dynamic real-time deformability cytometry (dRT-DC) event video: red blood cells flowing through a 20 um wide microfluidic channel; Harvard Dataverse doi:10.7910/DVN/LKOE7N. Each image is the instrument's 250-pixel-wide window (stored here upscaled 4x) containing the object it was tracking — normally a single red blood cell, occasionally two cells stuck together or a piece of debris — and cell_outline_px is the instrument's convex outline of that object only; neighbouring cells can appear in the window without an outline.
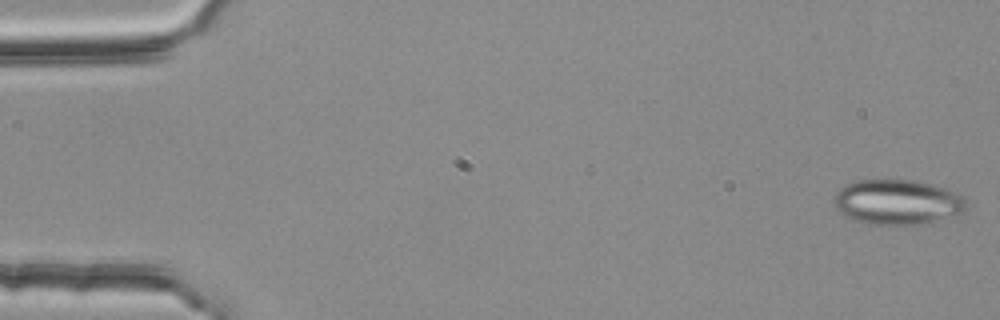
{"species": "common noctule bat (a hibernating species)", "species_latin": "Nyctalus noctula", "temperature_condition": "room temperature", "stored_images_in_passage": 54, "camera_frame_rate_fps": 3000, "um_per_image_px": 0.085, "animal": {"sex": "female", "body_mass_g": 25.1}, "frame": {"image": 1, "passage_image": 1, "time_ms": 0.0, "image_size_px": [1000, 320], "cell_outline_px": [[968, 208], [964, 212], [920, 224], [872, 224], [856, 220], [844, 216], [836, 208], [832, 200], [836, 192], [844, 184], [856, 180], [916, 180], [932, 184], [956, 192], [964, 196], [968, 204]], "centroid_in_image_um": [76.27, 17.15], "position_along_channel_um": 8.7, "area_um2": 34.8}}
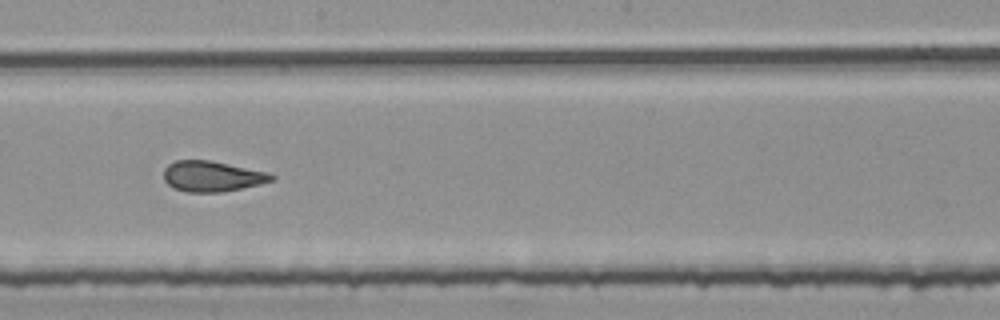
{"frame": {"image": 2, "passage_image": 30, "time_ms": 9.667, "image_size_px": [1000, 320], "cell_outline_px": [[276, 176], [272, 180], [260, 184], [224, 192], [188, 192], [172, 188], [164, 180], [164, 168], [168, 164], [176, 160], [212, 160], [268, 172]], "centroid_in_image_um": [18.02, 14.98], "position_along_channel_um": 230.2, "area_um2": 19.36}}
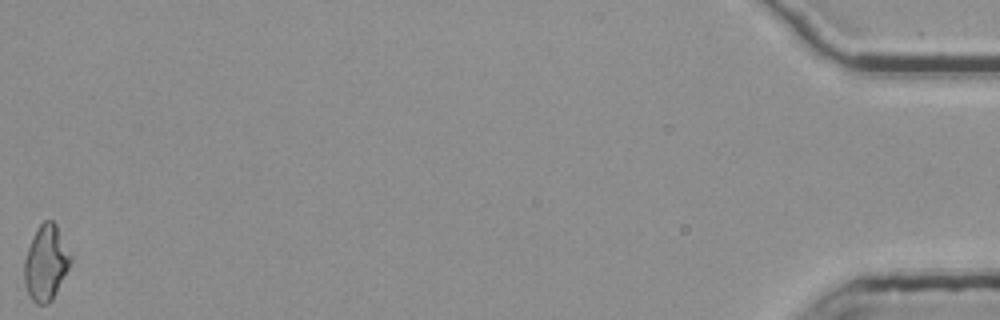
{"frame": {"image": 3, "passage_image": 54, "time_ms": 17.667, "image_size_px": [1000, 320], "cell_outline_px": [[72, 260], [52, 300], [48, 304], [36, 304], [32, 300], [24, 284], [24, 260], [28, 248], [40, 224], [44, 220], [52, 220], [56, 224]], "centroid_in_image_um": [3.88, 22.37], "position_along_channel_um": 431.3, "area_um2": 19.83}, "authors_computed_cell_mechanics": {"area_um2": 19.7965, "velocity_mm_per_s": 3.7857, "shape_relaxation_time_tau1_ms": null, "shape_relaxation_time_tau2_ms": 1.6605, "deformation_change_tau1": null, "deformation_change_tau2": 0.1}}